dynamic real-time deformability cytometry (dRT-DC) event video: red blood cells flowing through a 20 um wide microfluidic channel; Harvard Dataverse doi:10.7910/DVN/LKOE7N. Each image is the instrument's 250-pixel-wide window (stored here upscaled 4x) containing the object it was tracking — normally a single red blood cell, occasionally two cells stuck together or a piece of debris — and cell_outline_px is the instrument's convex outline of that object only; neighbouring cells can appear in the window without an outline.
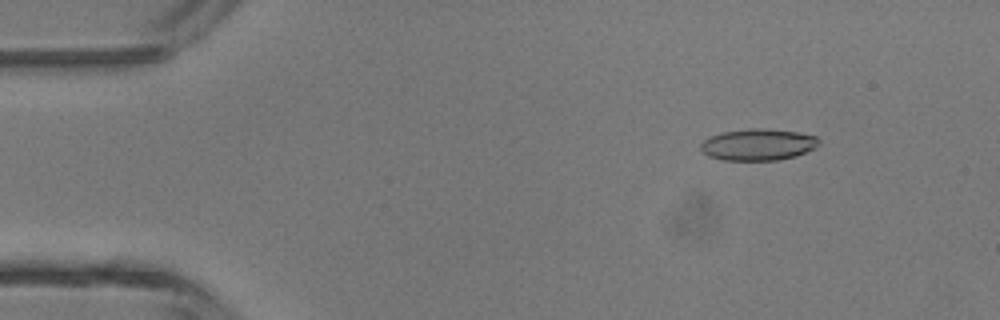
{"species": "common noctule bat (a hibernating species)", "species_latin": "Nyctalus noctula", "temperature_condition": "room temperature", "stored_images_in_passage": 12, "camera_frame_rate_fps": 3000, "um_per_image_px": 0.085, "animal": {"sex": "male", "body_mass_g": 13.3}, "frame": {"image": 1, "passage_image": 6, "time_ms": 1.667, "image_size_px": [1000, 320], "cell_outline_px": [[820, 144], [816, 148], [796, 156], [776, 160], [724, 160], [708, 156], [700, 148], [700, 144], [704, 140], [712, 136], [724, 132], [748, 128], [760, 128], [796, 132], [816, 136], [820, 140]], "centroid_in_image_um": [64.46, 12.29], "position_along_channel_um": 20.5, "area_um2": 21.68}}